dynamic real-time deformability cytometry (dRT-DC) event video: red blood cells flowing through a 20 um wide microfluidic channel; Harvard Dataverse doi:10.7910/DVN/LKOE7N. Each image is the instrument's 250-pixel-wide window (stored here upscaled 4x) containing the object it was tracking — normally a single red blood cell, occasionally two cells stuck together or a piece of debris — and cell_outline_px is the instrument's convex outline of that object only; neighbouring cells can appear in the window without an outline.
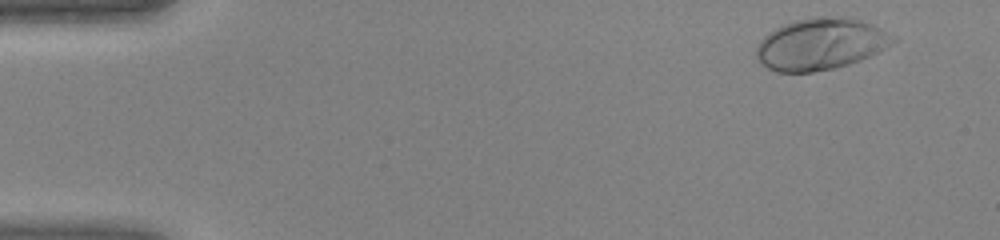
{"species": "human", "species_latin": "Homo sapiens", "temperature_condition": "warm", "stored_images_in_passage": 44, "camera_frame_rate_fps": 3000, "um_per_image_px": 0.085, "donor": {"sex": "female"}, "frame": {"image": 1, "passage_image": 2, "time_ms": 0.333, "image_size_px": [1000, 240], "cell_outline_px": [[896, 40], [884, 48], [860, 60], [848, 64], [832, 68], [812, 72], [776, 72], [760, 64], [756, 56], [756, 48], [760, 40], [768, 32], [784, 24], [796, 20], [812, 16], [852, 16], [896, 36]], "centroid_in_image_um": [69.71, 3.73], "position_along_channel_um": 15.3, "area_um2": 41.15}}
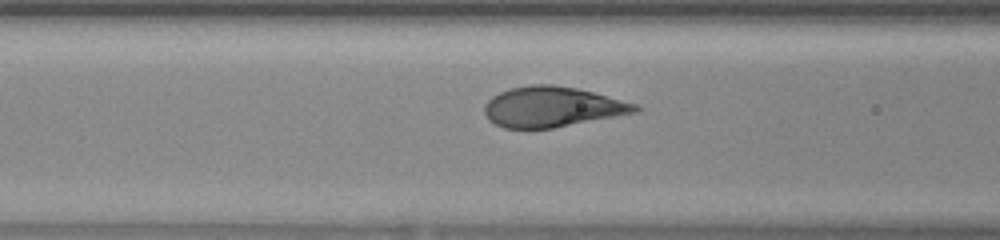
{"frame": {"image": 2, "passage_image": 17, "time_ms": 5.333, "image_size_px": [1000, 240], "cell_outline_px": [[644, 108], [636, 112], [552, 128], [504, 128], [488, 120], [484, 112], [484, 104], [492, 96], [508, 88], [532, 84], [552, 84], [576, 88], [592, 92], [636, 104]], "centroid_in_image_um": [46.89, 9.07], "position_along_channel_um": 119.7, "area_um2": 35.2}}
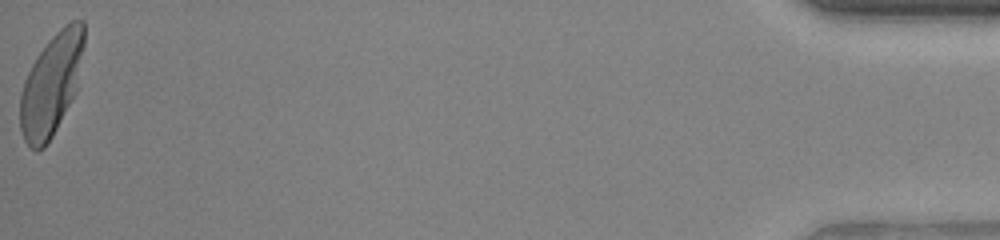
{"frame": {"image": 3, "passage_image": 44, "time_ms": 14.333, "image_size_px": [1000, 240], "cell_outline_px": [[84, 44], [76, 92], [52, 136], [44, 148], [36, 152], [24, 140], [20, 128], [20, 96], [24, 80], [36, 56], [48, 40], [64, 24], [72, 20], [84, 20]], "centroid_in_image_um": [4.36, 7.17], "position_along_channel_um": 430.8, "area_um2": 37.8}}